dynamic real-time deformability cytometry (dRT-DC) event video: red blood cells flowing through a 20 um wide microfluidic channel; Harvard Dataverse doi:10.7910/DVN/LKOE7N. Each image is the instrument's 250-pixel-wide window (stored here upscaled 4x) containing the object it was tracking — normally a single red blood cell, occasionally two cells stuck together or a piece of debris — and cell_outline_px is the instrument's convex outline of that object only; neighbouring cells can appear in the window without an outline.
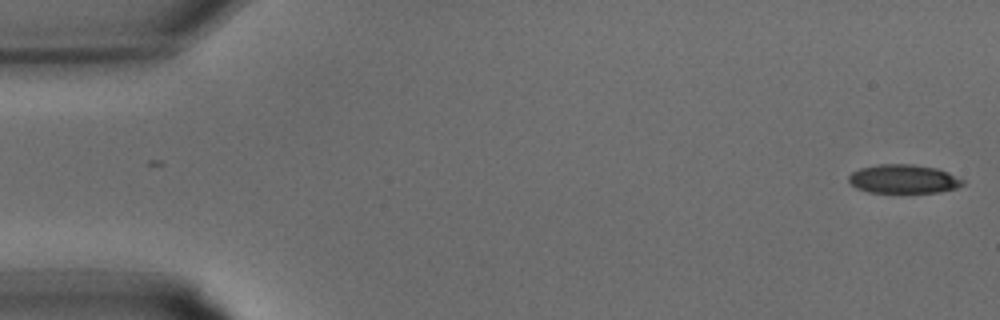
{"species": "common noctule bat (a hibernating species)", "species_latin": "Nyctalus noctula", "temperature_condition": "warm", "stored_images_in_passage": 32, "camera_frame_rate_fps": 3000, "um_per_image_px": 0.085, "animal": {"sex": "male", "body_mass_g": 15.6}, "frame": {"image": 1, "passage_image": 1, "time_ms": 0.0, "image_size_px": [1000, 320], "cell_outline_px": [[964, 184], [956, 188], [940, 192], [868, 192], [856, 188], [848, 180], [848, 176], [852, 172], [860, 168], [880, 164], [912, 164], [936, 168], [948, 172], [964, 180]], "centroid_in_image_um": [76.8, 15.21], "position_along_channel_um": 8.2, "area_um2": 19.07}}
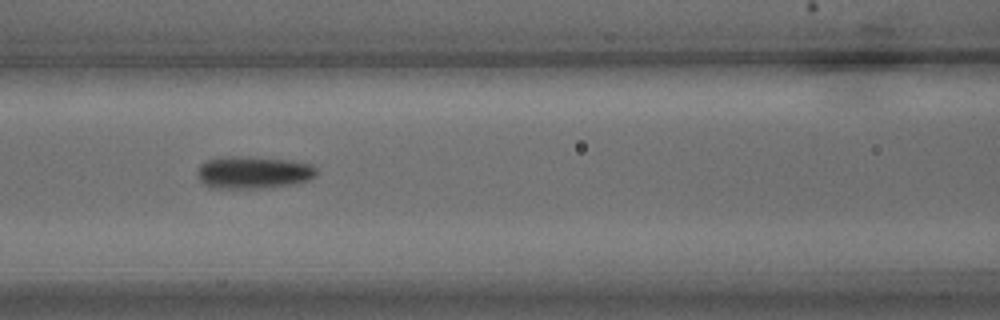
{"frame": {"image": 2, "passage_image": 14, "time_ms": 4.333, "image_size_px": [1000, 320], "cell_outline_px": [[320, 172], [316, 176], [308, 180], [292, 184], [260, 188], [212, 188], [204, 184], [196, 176], [196, 172], [200, 164], [204, 160], [220, 156], [236, 156], [284, 160], [312, 164]], "centroid_in_image_um": [21.48, 14.65], "position_along_channel_um": 145.1, "area_um2": 22.6}}
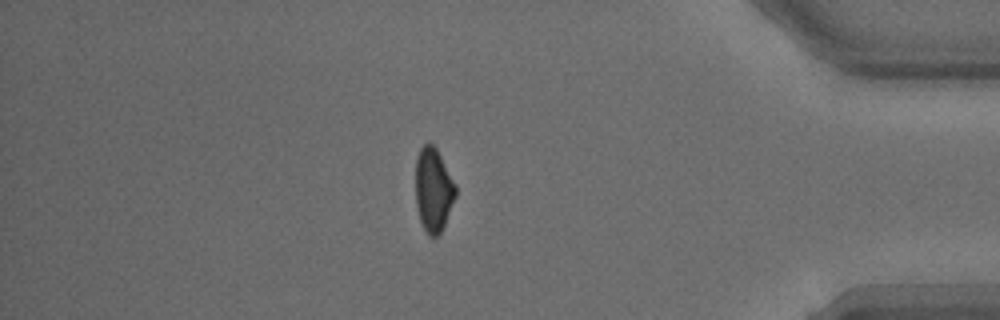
{"frame": {"image": 3, "passage_image": 28, "time_ms": 9.0, "image_size_px": [1000, 320], "cell_outline_px": [[456, 196], [444, 224], [440, 232], [436, 236], [428, 236], [420, 220], [416, 208], [416, 156], [420, 148], [424, 144], [432, 144], [436, 148], [456, 184]], "centroid_in_image_um": [36.83, 16.12], "position_along_channel_um": 398.4, "area_um2": 19.42}}